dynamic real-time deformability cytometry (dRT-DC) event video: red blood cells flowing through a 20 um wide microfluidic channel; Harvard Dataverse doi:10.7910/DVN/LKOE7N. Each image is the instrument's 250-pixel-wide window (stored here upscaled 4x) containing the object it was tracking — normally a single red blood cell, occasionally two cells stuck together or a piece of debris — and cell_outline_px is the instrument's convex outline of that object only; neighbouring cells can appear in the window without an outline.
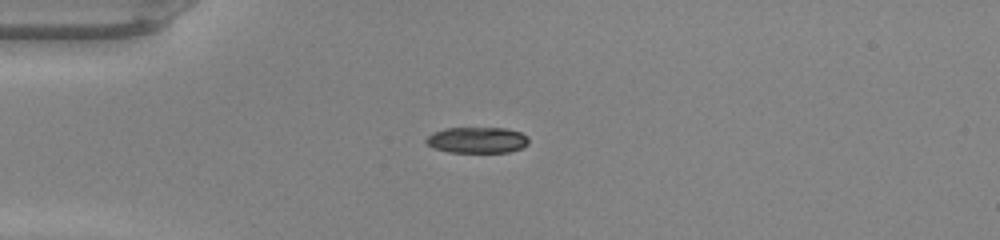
{"species": "common noctule bat (a hibernating species)", "species_latin": "Nyctalus noctula", "temperature_condition": "warm", "stored_images_in_passage": 36, "camera_frame_rate_fps": 3000, "um_per_image_px": 0.085, "animal": {"sex": "male", "body_mass_g": 20.0, "forearm_length_mm": 53.3}, "frame": {"image": 1, "passage_image": 1, "time_ms": 0.0, "image_size_px": [1000, 240], "cell_outline_px": [[528, 144], [520, 148], [508, 152], [448, 152], [432, 148], [424, 140], [432, 132], [444, 128], [508, 128], [520, 132], [528, 136]], "centroid_in_image_um": [40.53, 11.9], "position_along_channel_um": 44.5, "area_um2": 15.66}}
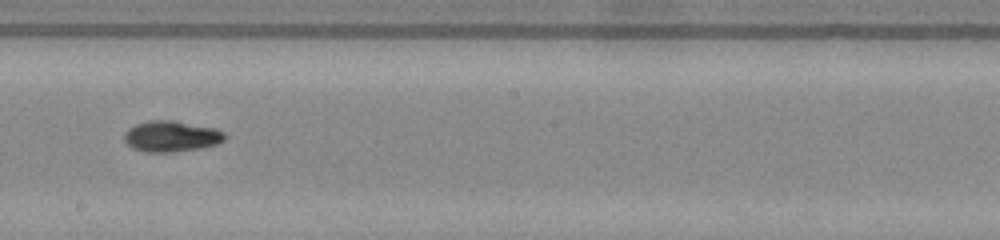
{"frame": {"image": 2, "passage_image": 16, "time_ms": 5.0, "image_size_px": [1000, 240], "cell_outline_px": [[228, 136], [224, 140], [216, 144], [204, 148], [168, 152], [144, 152], [132, 148], [124, 140], [124, 132], [128, 128], [136, 124], [148, 120], [172, 120], [216, 128], [224, 132]], "centroid_in_image_um": [14.57, 11.58], "position_along_channel_um": 233.6, "area_um2": 18.32}}
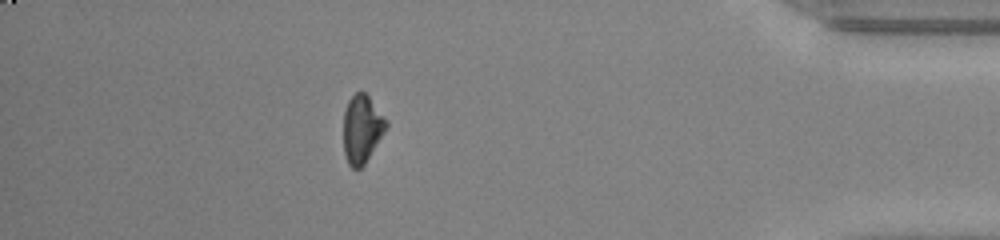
{"frame": {"image": 3, "passage_image": 31, "time_ms": 10.0, "image_size_px": [1000, 240], "cell_outline_px": [[388, 124], [384, 132], [364, 164], [360, 168], [352, 168], [348, 164], [344, 152], [344, 112], [348, 100], [356, 92], [364, 92], [368, 96], [388, 120]], "centroid_in_image_um": [30.76, 10.95], "position_along_channel_um": 404.4, "area_um2": 16.7}, "authors_computed_cell_mechanics": {"area_um2": 17.2822, "velocity_mm_per_s": 4.2736, "shape_relaxation_time_tau1_ms": 4.1267, "shape_relaxation_time_tau2_ms": 4.5629, "deformation_change_tau1": 0.1848, "deformation_change_tau2": 0.0878}}